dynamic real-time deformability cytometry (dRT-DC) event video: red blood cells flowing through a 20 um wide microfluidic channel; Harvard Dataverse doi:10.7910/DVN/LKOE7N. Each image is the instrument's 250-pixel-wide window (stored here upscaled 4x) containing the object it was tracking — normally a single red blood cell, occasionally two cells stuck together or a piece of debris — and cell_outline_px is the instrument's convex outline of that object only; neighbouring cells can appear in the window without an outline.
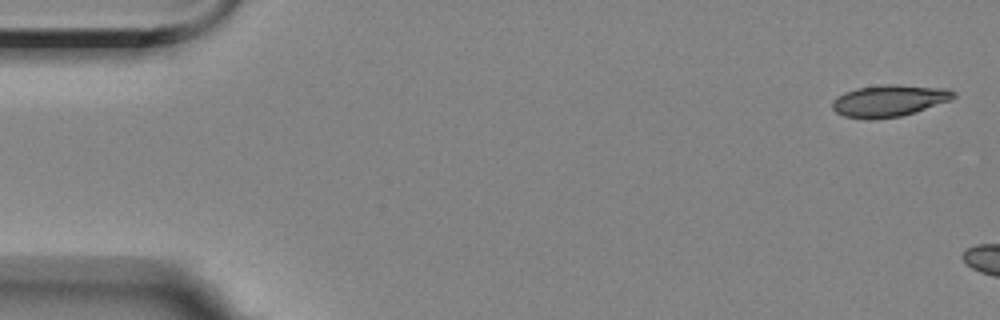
{"species": "Egyptian fruit bat (a non-hibernating species)", "species_latin": "Rousettus aegyptiacus", "temperature_condition": "room temperature", "stored_images_in_passage": 3, "camera_frame_rate_fps": 3000, "um_per_image_px": 0.085, "animal": {"sex": "female"}, "frame": {"image": 1, "passage_image": 1, "time_ms": 0.0, "image_size_px": [1000, 320], "cell_outline_px": [[956, 96], [952, 100], [900, 116], [872, 120], [868, 120], [844, 116], [836, 112], [832, 108], [832, 100], [836, 96], [844, 92], [856, 88], [884, 84], [896, 84], [948, 88], [956, 92]], "centroid_in_image_um": [75.56, 8.55], "position_along_channel_um": 9.4, "area_um2": 22.72}}